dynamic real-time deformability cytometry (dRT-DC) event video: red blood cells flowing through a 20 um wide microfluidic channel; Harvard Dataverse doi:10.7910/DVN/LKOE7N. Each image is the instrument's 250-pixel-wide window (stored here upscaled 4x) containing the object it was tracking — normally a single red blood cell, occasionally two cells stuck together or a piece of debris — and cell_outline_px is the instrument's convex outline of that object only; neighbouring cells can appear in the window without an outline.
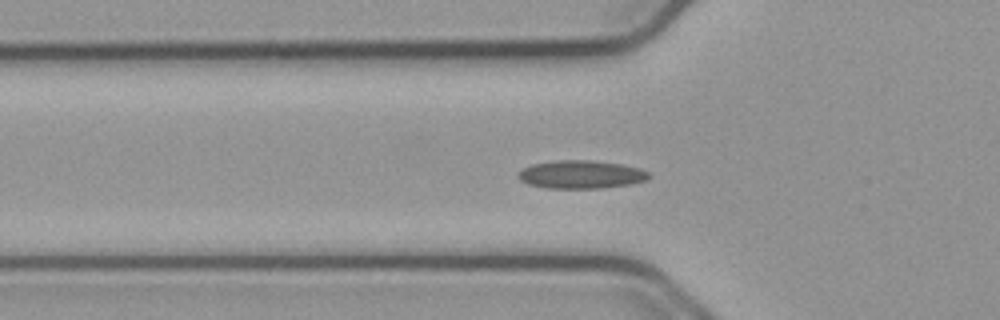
{"species": "common noctule bat (a hibernating species)", "species_latin": "Nyctalus noctula", "temperature_condition": "cold", "stored_images_in_passage": 55, "camera_frame_rate_fps": 3000, "um_per_image_px": 0.085, "animal": {"sex": "male", "body_mass_g": 23.1, "forearm_length_mm": 52.7}, "frame": {"image": 1, "passage_image": 18, "time_ms": 5.667, "image_size_px": [1000, 320], "cell_outline_px": [[652, 176], [648, 180], [632, 184], [600, 188], [544, 188], [528, 184], [520, 180], [516, 176], [516, 172], [520, 168], [532, 164], [556, 160], [588, 160], [620, 164], [640, 168], [648, 172]], "centroid_in_image_um": [49.35, 14.83], "position_along_channel_um": 76.4, "area_um2": 21.73}}
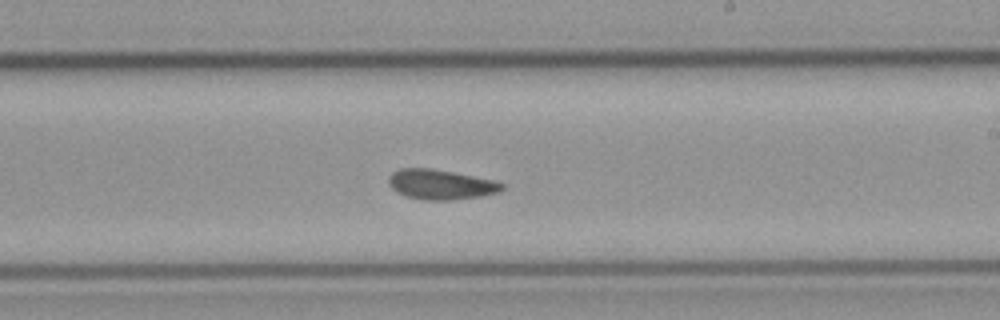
{"frame": {"image": 2, "passage_image": 32, "time_ms": 10.333, "image_size_px": [1000, 320], "cell_outline_px": [[504, 188], [500, 192], [480, 196], [452, 200], [424, 200], [408, 196], [396, 192], [388, 184], [388, 176], [392, 172], [400, 168], [428, 168], [452, 172], [496, 180], [504, 184]], "centroid_in_image_um": [37.46, 15.68], "position_along_channel_um": 251.5, "area_um2": 19.83}}
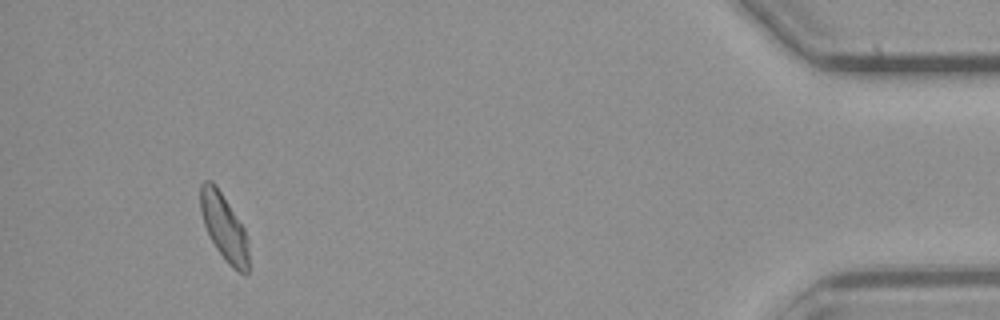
{"frame": {"image": 3, "passage_image": 51, "time_ms": 16.667, "image_size_px": [1000, 320], "cell_outline_px": [[248, 272], [244, 276], [232, 268], [228, 264], [216, 248], [204, 224], [200, 212], [200, 184], [204, 180], [212, 180], [216, 184], [244, 228], [248, 248]], "centroid_in_image_um": [19.03, 19.3], "position_along_channel_um": 416.2, "area_um2": 18.67}, "authors_computed_cell_mechanics": {"area_um2": 19.5364, "velocity_mm_per_s": 3.7283, "shape_relaxation_time_tau1_ms": null, "shape_relaxation_time_tau2_ms": 4.011, "deformation_change_tau1": null, "deformation_change_tau2": 0.0864}}